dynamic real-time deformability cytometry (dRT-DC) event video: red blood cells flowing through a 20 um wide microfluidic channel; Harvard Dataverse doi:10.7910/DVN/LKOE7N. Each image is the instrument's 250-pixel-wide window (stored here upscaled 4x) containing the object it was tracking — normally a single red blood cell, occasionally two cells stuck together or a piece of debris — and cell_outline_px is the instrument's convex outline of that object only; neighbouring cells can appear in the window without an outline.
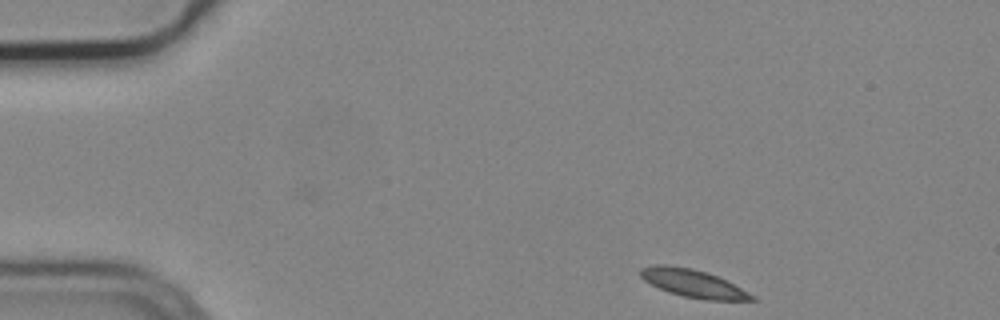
{"species": "common noctule bat (a hibernating species)", "species_latin": "Nyctalus noctula", "temperature_condition": "cold", "stored_images_in_passage": 9, "camera_frame_rate_fps": 3000, "um_per_image_px": 0.085, "animal": {"sex": "male", "body_mass_g": 19.2, "forearm_length_mm": 51.8}, "frame": {"image": 1, "passage_image": 1, "time_ms": 0.0, "image_size_px": [1000, 320], "cell_outline_px": [[756, 300], [704, 300], [684, 296], [668, 292], [644, 280], [640, 276], [640, 268], [656, 264], [664, 264], [692, 268], [716, 276], [756, 296]], "centroid_in_image_um": [58.88, 24.08], "position_along_channel_um": 26.1, "area_um2": 17.74}}
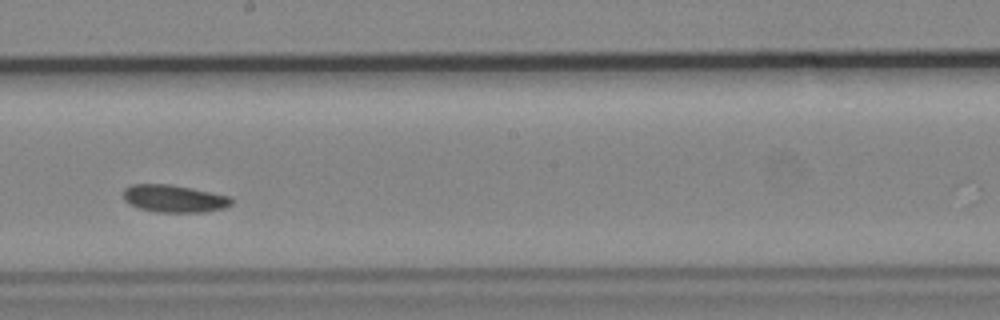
{"frame": {"image": 2, "passage_image": 7, "time_ms": 2.0, "image_size_px": [1000, 320], "cell_outline_px": [[232, 204], [224, 208], [208, 212], [156, 212], [140, 208], [128, 204], [124, 200], [124, 188], [132, 184], [168, 184], [192, 188], [232, 196]], "centroid_in_image_um": [14.82, 16.88], "position_along_channel_um": 233.4, "area_um2": 17.46}}
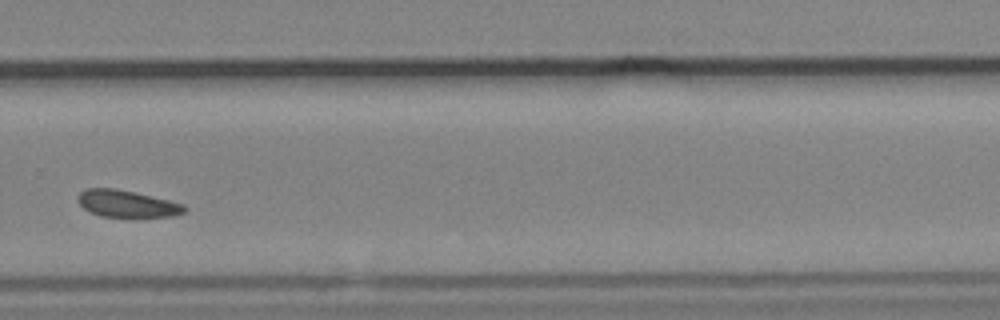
{"frame": {"image": 3, "passage_image": 9, "time_ms": 2.667, "image_size_px": [1000, 320], "cell_outline_px": [[188, 208], [184, 212], [176, 216], [100, 216], [88, 212], [76, 200], [76, 196], [80, 192], [88, 188], [116, 188], [168, 200], [184, 204]], "centroid_in_image_um": [10.76, 17.31], "position_along_channel_um": 319.0, "area_um2": 16.65}}